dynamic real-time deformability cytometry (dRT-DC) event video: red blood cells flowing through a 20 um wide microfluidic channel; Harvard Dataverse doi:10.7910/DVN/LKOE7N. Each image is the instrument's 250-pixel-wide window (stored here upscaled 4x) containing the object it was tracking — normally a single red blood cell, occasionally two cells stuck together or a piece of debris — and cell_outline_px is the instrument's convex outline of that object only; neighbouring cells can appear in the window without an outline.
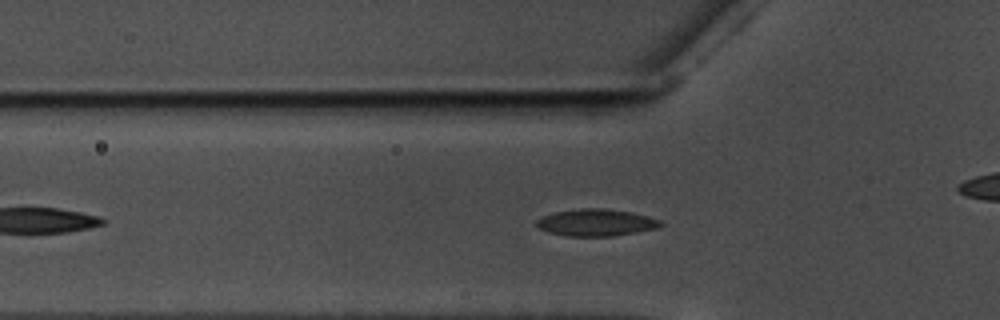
{"species": "common noctule bat (a hibernating species)", "species_latin": "Nyctalus noctula", "temperature_condition": "warm", "stored_images_in_passage": 48, "camera_frame_rate_fps": 3000, "um_per_image_px": 0.085, "animal": {"sex": "male", "body_mass_g": 17.5, "forearm_length_mm": 52.3}, "frame": {"image": 1, "passage_image": 9, "time_ms": 2.667, "image_size_px": [1000, 320], "cell_outline_px": [[664, 224], [656, 228], [636, 232], [612, 236], [568, 236], [548, 232], [540, 228], [536, 224], [536, 220], [552, 212], [580, 208], [604, 208], [632, 212], [648, 216], [660, 220]], "centroid_in_image_um": [50.67, 18.91], "position_along_channel_um": 75.1, "area_um2": 19.48}}
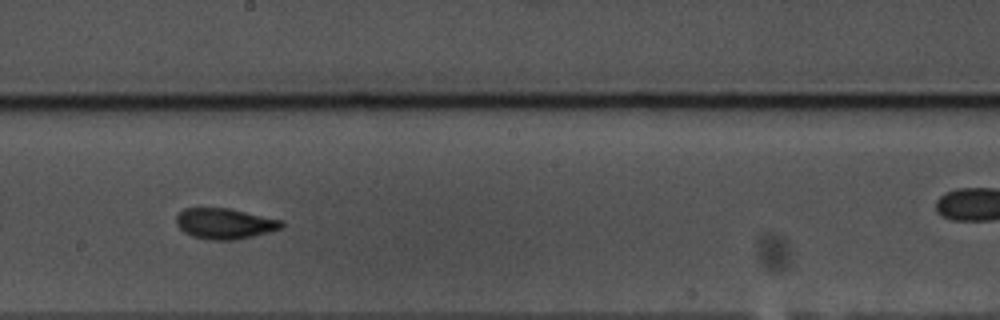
{"frame": {"image": 2, "passage_image": 22, "time_ms": 7.0, "image_size_px": [1000, 320], "cell_outline_px": [[284, 228], [236, 240], [212, 240], [192, 236], [184, 232], [176, 224], [176, 216], [184, 208], [228, 208], [284, 220]], "centroid_in_image_um": [19.13, 19.0], "position_along_channel_um": 229.1, "area_um2": 18.9}}
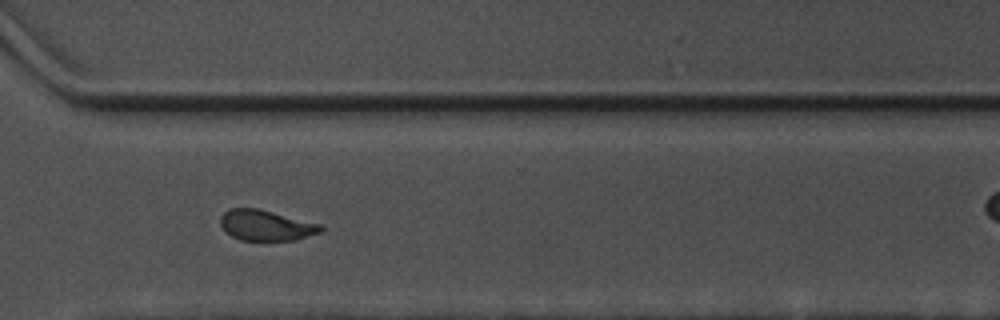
{"frame": {"image": 3, "passage_image": 32, "time_ms": 10.333, "image_size_px": [1000, 320], "cell_outline_px": [[324, 228], [320, 232], [296, 240], [240, 240], [232, 236], [220, 224], [220, 216], [224, 212], [232, 208], [256, 208], [320, 224]], "centroid_in_image_um": [22.6, 19.16], "position_along_channel_um": 348.0, "area_um2": 17.57}, "authors_computed_cell_mechanics": {"area_um2": 18.6983, "velocity_mm_per_s": 3.5532, "shape_relaxation_time_tau1_ms": 4.0703, "shape_relaxation_time_tau2_ms": 1.7245, "deformation_change_tau1": 0.1292, "deformation_change_tau2": 0.0717}}